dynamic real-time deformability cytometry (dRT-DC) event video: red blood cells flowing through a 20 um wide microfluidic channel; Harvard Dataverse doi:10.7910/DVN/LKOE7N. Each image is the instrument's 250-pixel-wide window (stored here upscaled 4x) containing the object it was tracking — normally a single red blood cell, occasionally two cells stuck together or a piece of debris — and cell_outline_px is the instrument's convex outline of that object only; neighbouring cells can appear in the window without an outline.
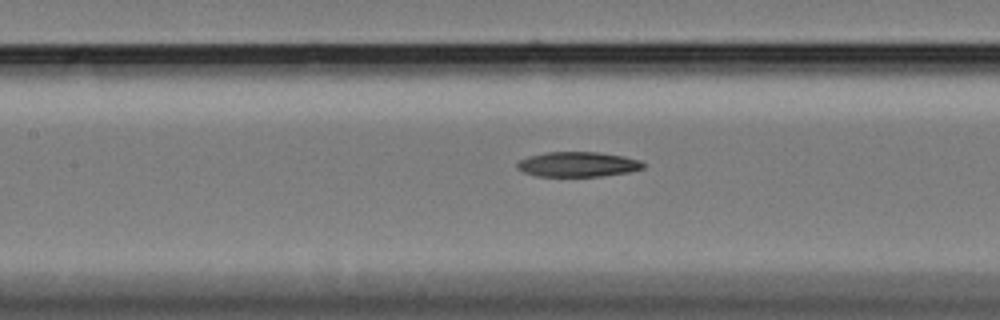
{"species": "Egyptian fruit bat (a non-hibernating species)", "species_latin": "Rousettus aegyptiacus", "temperature_condition": "cold", "stored_images_in_passage": 25, "camera_frame_rate_fps": 3000, "um_per_image_px": 0.085, "animal": {"sex": "female"}, "frame": {"image": 1, "passage_image": 22, "time_ms": 7.0, "image_size_px": [1000, 320], "cell_outline_px": [[644, 168], [628, 172], [604, 176], [536, 176], [524, 172], [516, 168], [516, 164], [520, 160], [528, 156], [544, 152], [600, 152], [624, 156], [640, 160], [644, 164]], "centroid_in_image_um": [49.11, 13.96], "position_along_channel_um": 158.3, "area_um2": 18.44}}